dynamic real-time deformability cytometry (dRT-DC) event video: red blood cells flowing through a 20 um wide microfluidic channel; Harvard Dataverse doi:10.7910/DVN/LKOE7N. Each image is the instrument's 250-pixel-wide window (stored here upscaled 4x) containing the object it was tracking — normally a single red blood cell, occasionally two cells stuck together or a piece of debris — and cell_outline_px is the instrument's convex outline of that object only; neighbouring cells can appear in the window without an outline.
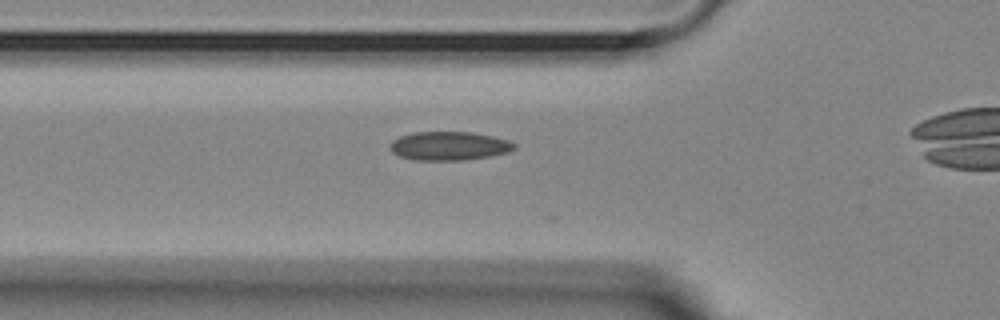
{"species": "Egyptian fruit bat (a non-hibernating species)", "species_latin": "Rousettus aegyptiacus", "temperature_condition": "room temperature", "stored_images_in_passage": 5, "camera_frame_rate_fps": 3000, "um_per_image_px": 0.085, "animal": {"sex": "female"}, "frame": {"image": 1, "passage_image": 2, "time_ms": 0.333, "image_size_px": [1000, 320], "cell_outline_px": [[516, 148], [508, 152], [488, 156], [464, 160], [412, 160], [400, 156], [392, 152], [388, 148], [388, 144], [392, 140], [400, 136], [412, 132], [472, 132], [492, 136], [508, 140], [516, 144]], "centroid_in_image_um": [38.13, 12.4], "position_along_channel_um": 87.7, "area_um2": 20.92}}